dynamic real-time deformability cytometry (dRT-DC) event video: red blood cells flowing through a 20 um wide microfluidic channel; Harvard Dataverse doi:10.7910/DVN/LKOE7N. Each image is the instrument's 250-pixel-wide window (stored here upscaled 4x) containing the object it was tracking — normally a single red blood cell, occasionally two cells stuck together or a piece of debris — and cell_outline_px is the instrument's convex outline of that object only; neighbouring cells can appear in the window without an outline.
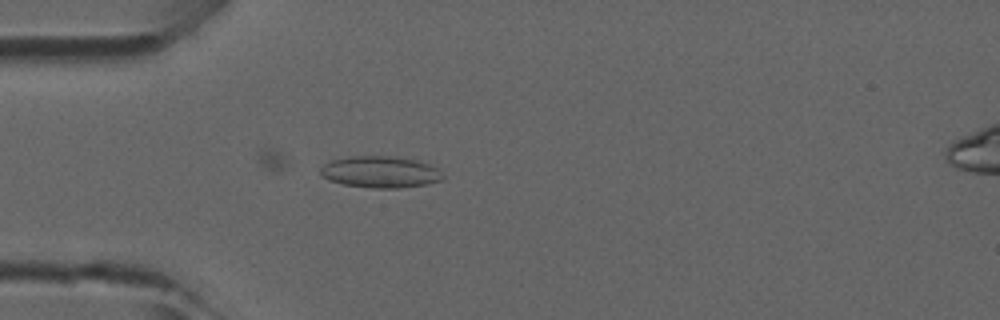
{"species": "common noctule bat (a hibernating species)", "species_latin": "Nyctalus noctula", "temperature_condition": "room temperature", "stored_images_in_passage": 16, "camera_frame_rate_fps": 3000, "um_per_image_px": 0.085, "animal": {"sex": "male", "forearm_length_mm": 52.5}, "frame": {"image": 1, "passage_image": 12, "time_ms": 3.667, "image_size_px": [1000, 320], "cell_outline_px": [[444, 180], [428, 184], [400, 188], [372, 188], [344, 184], [328, 180], [320, 176], [320, 168], [324, 164], [332, 160], [348, 156], [392, 156], [416, 160], [440, 168], [444, 176]], "centroid_in_image_um": [32.35, 14.62], "position_along_channel_um": 52.6, "area_um2": 22.83}}